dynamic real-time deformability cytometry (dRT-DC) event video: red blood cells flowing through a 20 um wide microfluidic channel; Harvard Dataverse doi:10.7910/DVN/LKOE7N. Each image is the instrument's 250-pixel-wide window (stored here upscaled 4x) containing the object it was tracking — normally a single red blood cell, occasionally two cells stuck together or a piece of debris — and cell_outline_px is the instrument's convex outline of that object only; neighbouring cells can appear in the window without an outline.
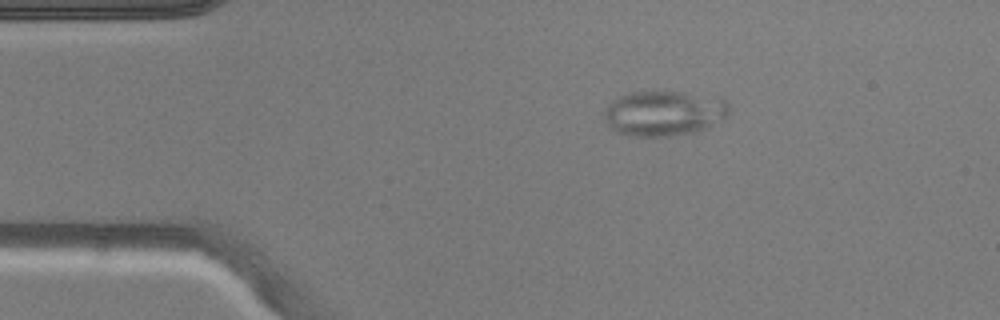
{"species": "common noctule bat (a hibernating species)", "species_latin": "Nyctalus noctula", "temperature_condition": "warm", "stored_images_in_passage": 5, "camera_frame_rate_fps": 3000, "um_per_image_px": 0.085, "animal": {"sex": "male", "body_mass_g": 20.5, "forearm_length_mm": 52.5}, "frame": {"image": 1, "passage_image": 1, "time_ms": 0.0, "image_size_px": [1000, 320], "cell_outline_px": [[728, 116], [708, 128], [696, 132], [672, 136], [628, 136], [616, 132], [604, 120], [604, 108], [612, 100], [628, 92], [688, 92], [724, 96], [728, 104]], "centroid_in_image_um": [56.48, 9.62], "position_along_channel_um": 28.5, "area_um2": 33.58}}
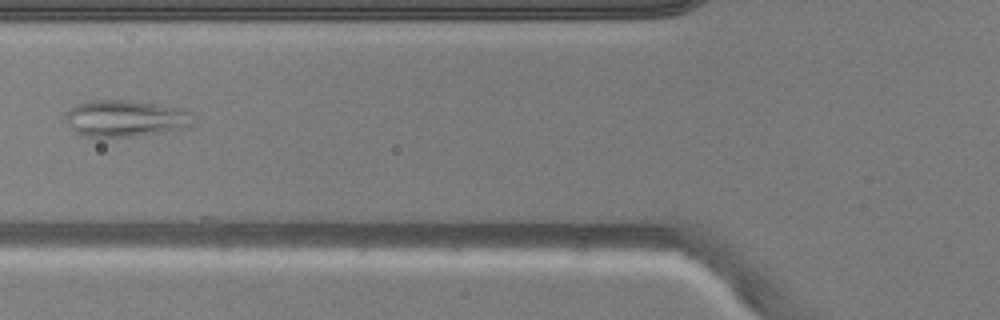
{"frame": {"image": 2, "passage_image": 4, "time_ms": 3.333, "image_size_px": [1000, 320], "cell_outline_px": [[196, 120], [192, 128], [132, 136], [88, 136], [72, 132], [64, 120], [64, 116], [76, 104], [88, 100], [132, 100], [160, 104], [184, 108], [192, 112]], "centroid_in_image_um": [10.74, 10.05], "position_along_channel_um": 115.1, "area_um2": 27.92}}